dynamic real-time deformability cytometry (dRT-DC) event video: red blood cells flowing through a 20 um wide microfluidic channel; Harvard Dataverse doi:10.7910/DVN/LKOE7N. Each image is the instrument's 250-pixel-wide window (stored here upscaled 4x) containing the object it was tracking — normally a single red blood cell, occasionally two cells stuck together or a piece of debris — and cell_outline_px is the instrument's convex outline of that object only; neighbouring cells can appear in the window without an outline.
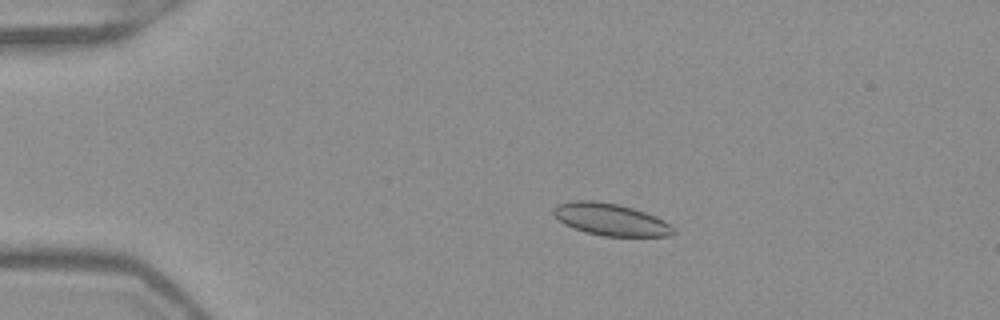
{"species": "Egyptian fruit bat (a non-hibernating species)", "species_latin": "Rousettus aegyptiacus", "temperature_condition": "warm", "stored_images_in_passage": 53, "camera_frame_rate_fps": 3000, "um_per_image_px": 0.085, "frame": {"image": 1, "passage_image": 12, "time_ms": 3.667, "image_size_px": [1000, 320], "cell_outline_px": [[676, 232], [672, 236], [604, 236], [584, 232], [572, 228], [564, 224], [552, 212], [552, 208], [556, 204], [572, 200], [592, 200], [620, 204], [656, 216], [672, 224], [676, 228]], "centroid_in_image_um": [51.92, 18.65], "position_along_channel_um": 33.1, "area_um2": 22.77}}
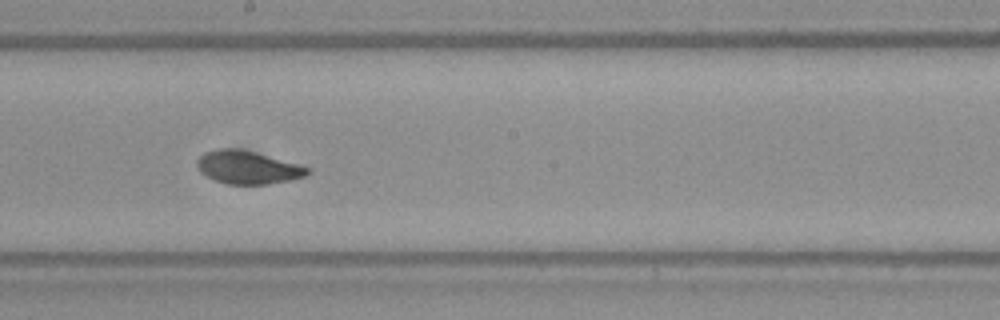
{"frame": {"image": 2, "passage_image": 31, "time_ms": 10.0, "image_size_px": [1000, 320], "cell_outline_px": [[312, 172], [304, 176], [288, 180], [268, 184], [228, 184], [212, 180], [200, 172], [196, 164], [196, 160], [204, 152], [216, 148], [236, 148], [300, 164], [312, 168]], "centroid_in_image_um": [21.03, 14.23], "position_along_channel_um": 227.2, "area_um2": 21.33}}
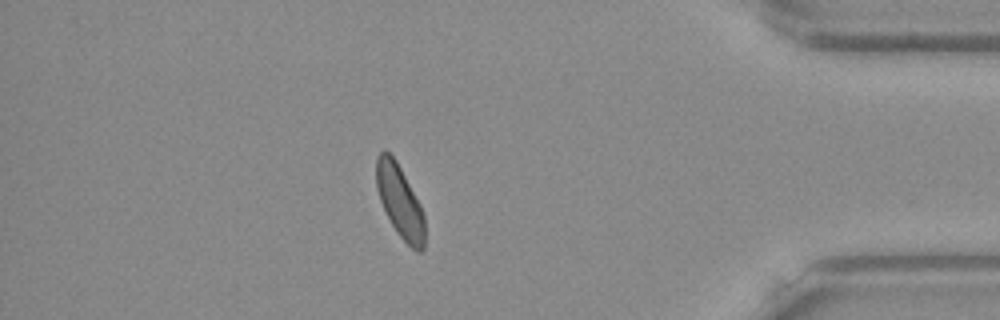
{"frame": {"image": 3, "passage_image": 47, "time_ms": 15.333, "image_size_px": [1000, 320], "cell_outline_px": [[424, 248], [420, 252], [416, 252], [396, 232], [380, 200], [376, 188], [376, 156], [384, 148], [396, 160], [420, 204], [424, 216]], "centroid_in_image_um": [33.97, 17.1], "position_along_channel_um": 401.2, "area_um2": 20.29}, "authors_computed_cell_mechanics": {"area_um2": 21.4438, "velocity_mm_per_s": 3.9299, "shape_relaxation_time_tau1_ms": 3.1654, "shape_relaxation_time_tau2_ms": 2.1052, "deformation_change_tau1": 0.0879, "deformation_change_tau2": 0.0618}}